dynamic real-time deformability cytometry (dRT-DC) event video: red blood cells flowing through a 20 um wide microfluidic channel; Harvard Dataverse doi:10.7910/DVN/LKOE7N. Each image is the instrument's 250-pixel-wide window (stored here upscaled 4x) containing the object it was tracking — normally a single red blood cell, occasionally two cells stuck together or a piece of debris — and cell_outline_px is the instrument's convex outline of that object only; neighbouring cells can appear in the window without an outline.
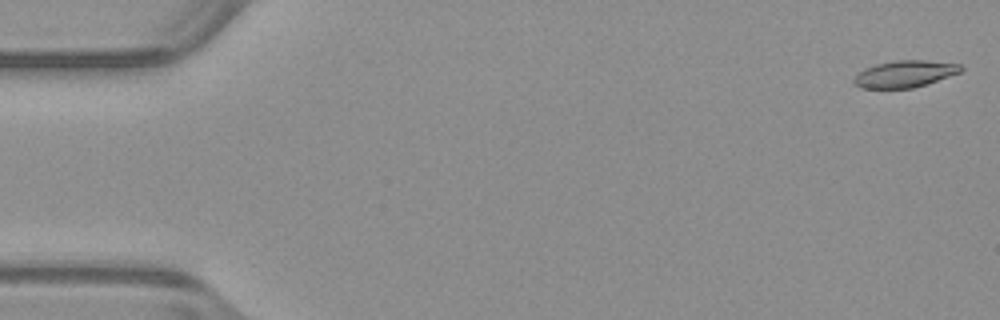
{"species": "common noctule bat (a hibernating species)", "species_latin": "Nyctalus noctula", "temperature_condition": "warm", "stored_images_in_passage": 52, "camera_frame_rate_fps": 3000, "um_per_image_px": 0.085, "animal": {"sex": "male", "body_mass_g": 23.1, "forearm_length_mm": 52.7}, "frame": {"image": 1, "passage_image": 1, "time_ms": 0.0, "image_size_px": [1000, 320], "cell_outline_px": [[964, 68], [960, 72], [912, 88], [860, 88], [852, 84], [852, 80], [864, 68], [876, 64], [896, 60], [924, 60], [960, 64]], "centroid_in_image_um": [76.86, 6.28], "position_along_channel_um": 8.1, "area_um2": 16.53}}
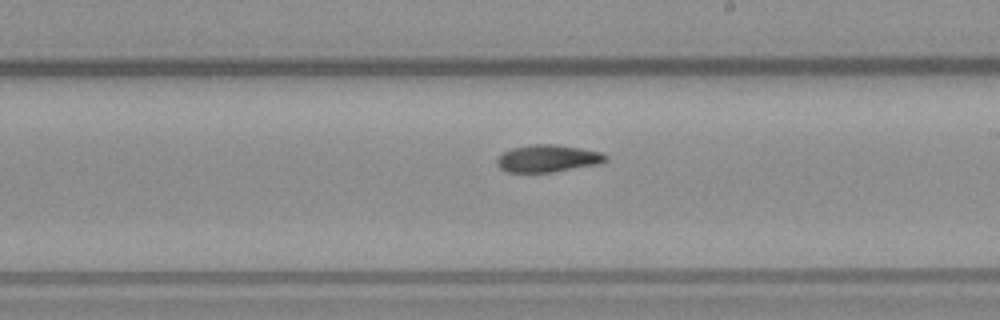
{"frame": {"image": 2, "passage_image": 30, "time_ms": 9.667, "image_size_px": [1000, 320], "cell_outline_px": [[608, 160], [600, 164], [552, 172], [508, 172], [500, 168], [496, 164], [496, 160], [504, 152], [512, 148], [532, 144], [556, 144], [580, 148], [600, 152], [608, 156]], "centroid_in_image_um": [46.58, 13.47], "position_along_channel_um": 242.4, "area_um2": 17.28}}
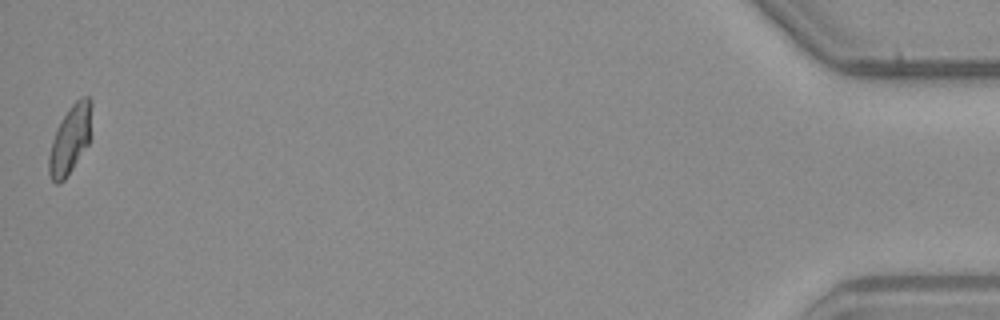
{"frame": {"image": 3, "passage_image": 52, "time_ms": 17.0, "image_size_px": [1000, 320], "cell_outline_px": [[92, 136], [88, 144], [64, 180], [60, 184], [56, 184], [52, 180], [48, 172], [48, 156], [52, 140], [56, 128], [68, 108], [80, 96], [88, 96], [92, 100]], "centroid_in_image_um": [5.99, 11.8], "position_along_channel_um": 429.2, "area_um2": 17.46}, "authors_computed_cell_mechanics": {"area_um2": 17.2822, "velocity_mm_per_s": 3.9468, "shape_relaxation_time_tau1_ms": null, "shape_relaxation_time_tau2_ms": 8.796, "deformation_change_tau1": null, "deformation_change_tau2": 0.1446}}